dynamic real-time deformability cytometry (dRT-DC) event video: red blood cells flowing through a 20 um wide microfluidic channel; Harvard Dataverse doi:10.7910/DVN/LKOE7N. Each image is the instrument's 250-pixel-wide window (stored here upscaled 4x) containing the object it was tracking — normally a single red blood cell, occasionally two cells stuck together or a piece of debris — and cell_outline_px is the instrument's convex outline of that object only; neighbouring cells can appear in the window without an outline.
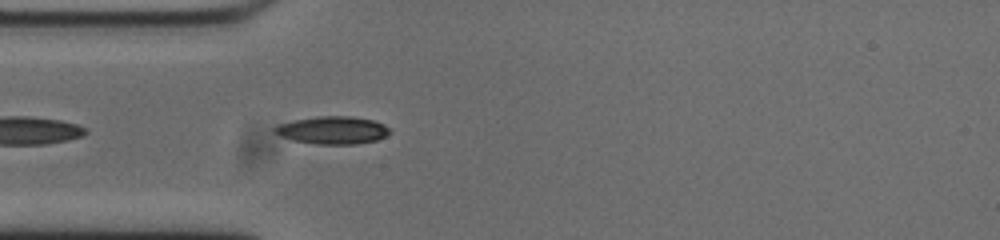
{"species": "common noctule bat (a hibernating species)", "species_latin": "Nyctalus noctula", "temperature_condition": "cold", "stored_images_in_passage": 43, "camera_frame_rate_fps": 3000, "um_per_image_px": 0.085, "animal": {"sex": "male", "body_mass_g": 20.0, "forearm_length_mm": 53.3}, "frame": {"image": 1, "passage_image": 4, "time_ms": 1.0, "image_size_px": [1000, 240], "cell_outline_px": [[388, 132], [384, 136], [376, 140], [356, 144], [316, 144], [292, 140], [280, 136], [276, 132], [276, 128], [280, 124], [296, 120], [316, 116], [352, 116], [372, 120], [384, 124], [388, 128]], "centroid_in_image_um": [28.28, 11.06], "position_along_channel_um": 56.7, "area_um2": 18.21}}
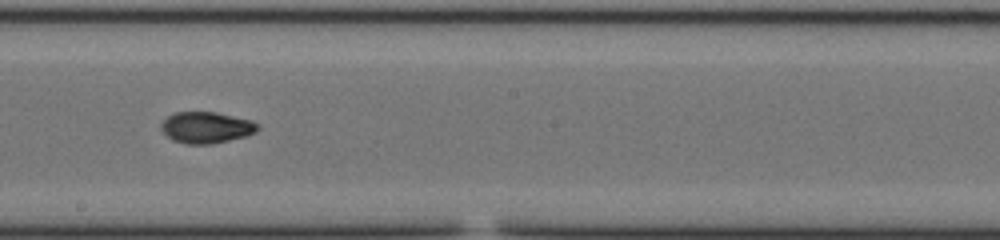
{"frame": {"image": 2, "passage_image": 18, "time_ms": 5.667, "image_size_px": [1000, 240], "cell_outline_px": [[260, 128], [256, 132], [244, 136], [212, 144], [184, 144], [172, 140], [160, 128], [160, 124], [172, 112], [216, 112], [252, 120], [260, 124]], "centroid_in_image_um": [17.54, 10.83], "position_along_channel_um": 230.7, "area_um2": 17.74}}
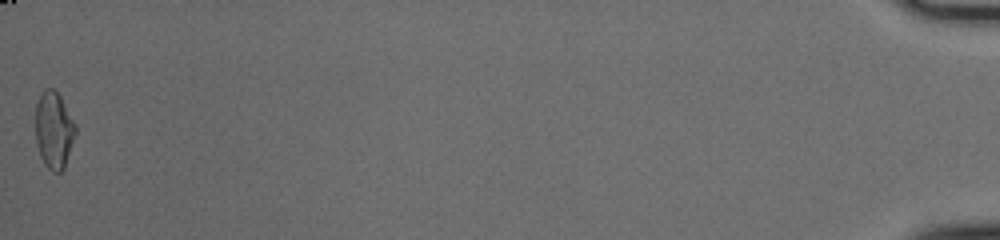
{"frame": {"image": 3, "passage_image": 43, "time_ms": 14.0, "image_size_px": [1000, 240], "cell_outline_px": [[76, 132], [64, 168], [60, 172], [52, 172], [44, 164], [40, 156], [36, 144], [36, 104], [44, 88], [52, 88], [60, 96], [76, 124]], "centroid_in_image_um": [4.58, 11.07], "position_along_channel_um": 430.6, "area_um2": 17.86}, "authors_computed_cell_mechanics": {"area_um2": 17.5134, "velocity_mm_per_s": 3.7473, "shape_relaxation_time_tau1_ms": 6.3181, "shape_relaxation_time_tau2_ms": 2.5334, "deformation_change_tau1": 0.1869, "deformation_change_tau2": 0.0613}}